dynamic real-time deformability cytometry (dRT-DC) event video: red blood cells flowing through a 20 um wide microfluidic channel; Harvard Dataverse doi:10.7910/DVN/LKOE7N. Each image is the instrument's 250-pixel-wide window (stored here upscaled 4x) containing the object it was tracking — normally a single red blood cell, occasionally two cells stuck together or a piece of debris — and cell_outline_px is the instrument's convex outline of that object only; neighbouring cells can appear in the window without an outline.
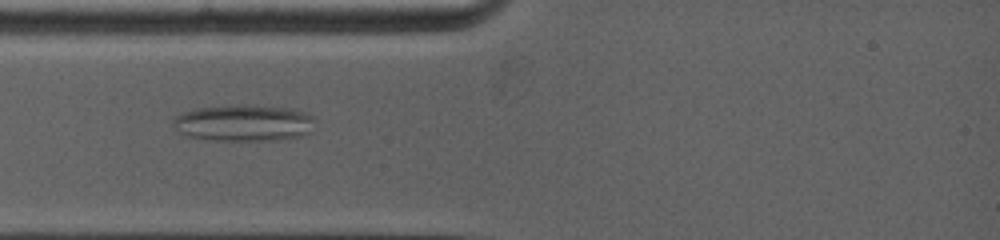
{"species": "common noctule bat (a hibernating species)", "species_latin": "Nyctalus noctula", "temperature_condition": "warm", "stored_images_in_passage": 78, "camera_frame_rate_fps": 5000, "um_per_image_px": 0.085, "animal": {"sex": "female", "body_mass_g": 19.0, "forearm_length_mm": 53.3}, "frame": {"image": 1, "passage_image": 13, "time_ms": 2.6, "image_size_px": [1000, 240], "cell_outline_px": [[316, 120], [312, 132], [304, 136], [272, 140], [204, 140], [184, 136], [172, 124], [172, 120], [180, 112], [196, 108], [248, 104], [252, 104], [292, 108], [308, 112]], "centroid_in_image_um": [20.75, 10.44], "position_along_channel_um": 64.3, "area_um2": 30.98}}
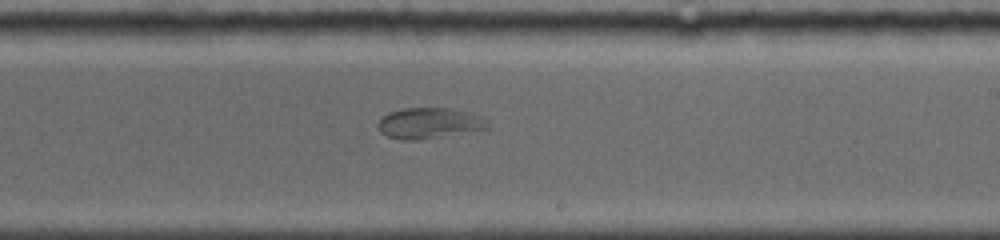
{"frame": {"image": 2, "passage_image": 36, "time_ms": 7.4, "image_size_px": [1000, 240], "cell_outline_px": [[492, 128], [420, 140], [400, 140], [388, 136], [380, 132], [376, 124], [388, 112], [404, 108], [452, 108], [480, 116], [488, 120]], "centroid_in_image_um": [36.5, 10.48], "position_along_channel_um": 252.5, "area_um2": 19.88}}
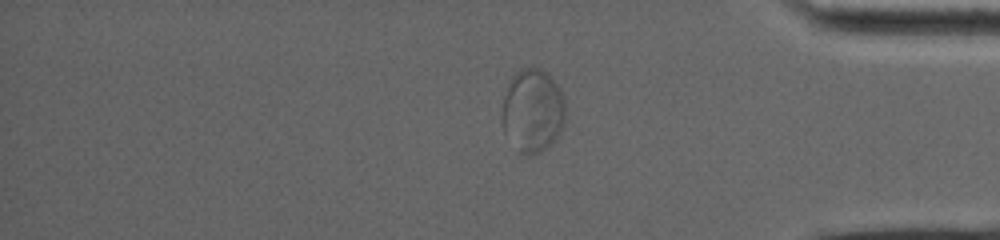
{"frame": {"image": 3, "passage_image": 60, "time_ms": 11.4, "image_size_px": [1000, 240], "cell_outline_px": [[564, 124], [556, 140], [552, 144], [540, 152], [528, 156], [520, 152], [504, 136], [500, 120], [504, 96], [508, 80], [520, 68], [540, 68], [560, 88], [564, 100]], "centroid_in_image_um": [45.23, 9.44], "position_along_channel_um": 390.0, "area_um2": 31.27}}